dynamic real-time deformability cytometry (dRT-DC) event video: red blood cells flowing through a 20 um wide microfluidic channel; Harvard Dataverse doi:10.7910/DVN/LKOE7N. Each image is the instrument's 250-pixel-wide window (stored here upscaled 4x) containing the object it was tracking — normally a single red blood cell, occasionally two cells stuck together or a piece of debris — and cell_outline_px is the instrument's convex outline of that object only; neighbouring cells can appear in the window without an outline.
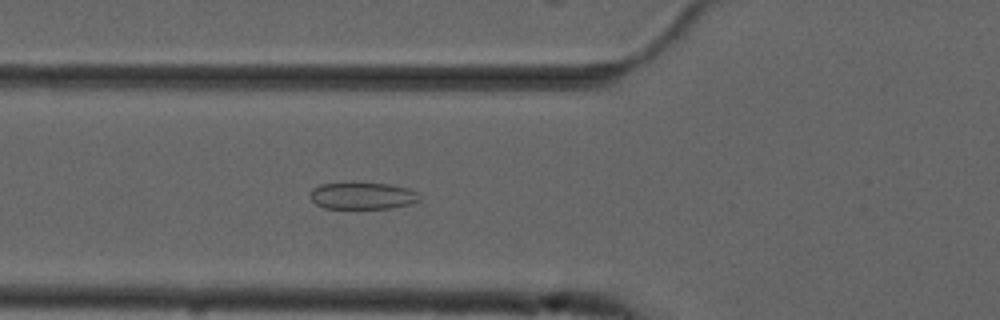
{"species": "common noctule bat (a hibernating species)", "species_latin": "Nyctalus noctula", "temperature_condition": "cold", "stored_images_in_passage": 38, "camera_frame_rate_fps": 3000, "um_per_image_px": 0.085, "animal": {"sex": "male", "forearm_length_mm": 52.5}, "frame": {"image": 1, "passage_image": 3, "time_ms": 0.667, "image_size_px": [1000, 320], "cell_outline_px": [[420, 200], [412, 204], [392, 208], [324, 208], [316, 204], [308, 196], [312, 188], [320, 184], [352, 180], [388, 184], [408, 188], [416, 192], [420, 196]], "centroid_in_image_um": [30.77, 16.6], "position_along_channel_um": 95.0, "area_um2": 17.92}}
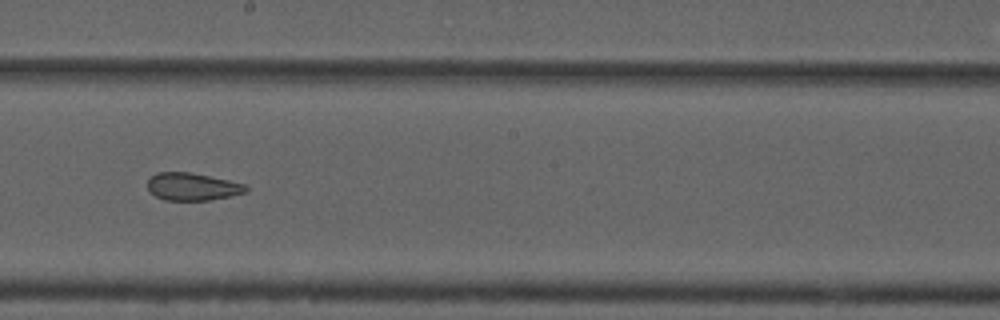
{"frame": {"image": 2, "passage_image": 14, "time_ms": 4.333, "image_size_px": [1000, 320], "cell_outline_px": [[248, 192], [208, 200], [164, 200], [156, 196], [148, 188], [148, 180], [156, 172], [188, 172], [248, 184]], "centroid_in_image_um": [16.38, 15.86], "position_along_channel_um": 231.8, "area_um2": 15.66}}
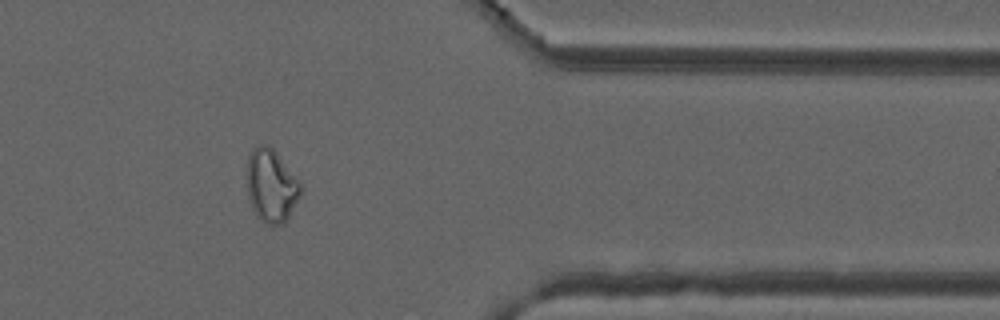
{"frame": {"image": 3, "passage_image": 28, "time_ms": 9.0, "image_size_px": [1000, 320], "cell_outline_px": [[300, 196], [284, 224], [264, 224], [256, 216], [252, 208], [248, 196], [248, 156], [252, 148], [260, 144], [268, 144], [276, 152], [300, 180]], "centroid_in_image_um": [23.06, 15.78], "position_along_channel_um": 388.3, "area_um2": 22.83}, "authors_computed_cell_mechanics": {"area_um2": 17.9469, "velocity_mm_per_s": 3.7225, "shape_relaxation_time_tau1_ms": null, "shape_relaxation_time_tau2_ms": 1.5052, "deformation_change_tau1": null, "deformation_change_tau2": 0.07}}